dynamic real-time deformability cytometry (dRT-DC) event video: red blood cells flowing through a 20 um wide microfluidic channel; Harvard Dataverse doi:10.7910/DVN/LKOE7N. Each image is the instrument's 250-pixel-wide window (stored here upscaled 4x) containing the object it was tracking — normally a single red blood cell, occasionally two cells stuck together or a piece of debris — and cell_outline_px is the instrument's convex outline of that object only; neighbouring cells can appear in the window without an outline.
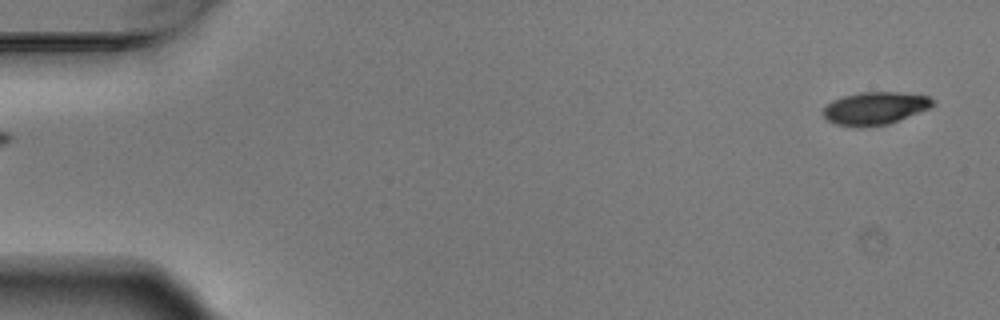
{"species": "Egyptian fruit bat (a non-hibernating species)", "species_latin": "Rousettus aegyptiacus", "temperature_condition": "warm", "stored_images_in_passage": 5, "segment_of_instrument_passage": [2, 2], "camera_frame_rate_fps": 3000, "um_per_image_px": 0.085, "animal": {"sex": "male"}, "frame": {"image": 1, "passage_image": 5, "time_ms": 1.333, "image_size_px": [1000, 320], "cell_outline_px": [[936, 104], [928, 108], [888, 124], [860, 128], [836, 124], [828, 120], [820, 112], [832, 100], [844, 96], [860, 92], [900, 92], [928, 96], [936, 100]], "centroid_in_image_um": [74.36, 9.2], "position_along_channel_um": 10.6, "area_um2": 20.92}}